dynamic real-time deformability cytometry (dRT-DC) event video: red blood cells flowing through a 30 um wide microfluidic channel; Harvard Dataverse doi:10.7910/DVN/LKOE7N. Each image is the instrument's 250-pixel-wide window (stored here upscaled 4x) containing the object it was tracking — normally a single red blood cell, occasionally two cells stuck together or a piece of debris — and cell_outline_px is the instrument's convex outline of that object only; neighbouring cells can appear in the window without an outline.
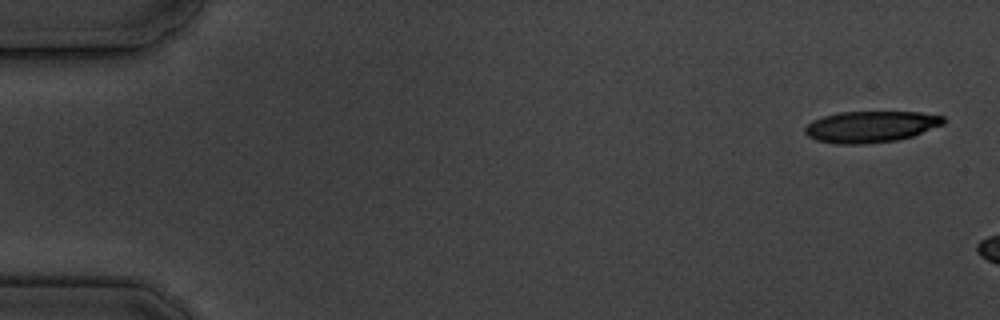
{"species": "common noctule bat (a hibernating species)", "species_latin": "Nyctalus noctula", "temperature_condition": "cold", "stored_images_in_passage": 4, "camera_frame_rate_fps": 3000, "um_per_image_px": 0.085, "animal": {"sex": "male", "body_mass_g": 19.5, "forearm_length_mm": 54.6}, "frame": {"image": 1, "passage_image": 1, "time_ms": 0.0, "image_size_px": [1000, 320], "cell_outline_px": [[948, 120], [944, 124], [912, 136], [900, 140], [868, 144], [836, 144], [816, 140], [808, 136], [804, 132], [804, 128], [812, 120], [824, 116], [840, 112], [920, 112], [944, 116]], "centroid_in_image_um": [74.03, 10.77], "position_along_channel_um": 11.0, "area_um2": 25.55}}